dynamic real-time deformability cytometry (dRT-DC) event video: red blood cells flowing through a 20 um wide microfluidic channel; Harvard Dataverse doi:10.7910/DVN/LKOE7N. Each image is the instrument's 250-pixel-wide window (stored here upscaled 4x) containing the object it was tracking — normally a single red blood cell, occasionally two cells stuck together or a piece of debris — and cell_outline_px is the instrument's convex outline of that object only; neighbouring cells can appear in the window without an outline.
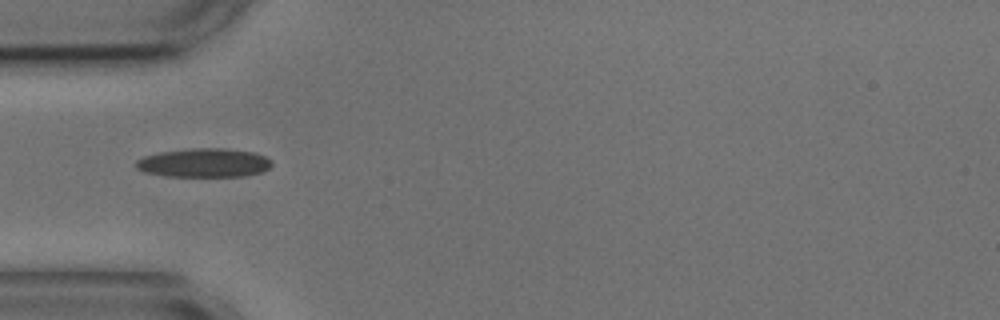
{"species": "common noctule bat (a hibernating species)", "species_latin": "Nyctalus noctula", "temperature_condition": "cold", "stored_images_in_passage": 54, "camera_frame_rate_fps": 3000, "um_per_image_px": 0.085, "animal": {"sex": "male", "body_mass_g": 17.9, "forearm_length_mm": 54.2}, "frame": {"image": 1, "passage_image": 16, "time_ms": 5.0, "image_size_px": [1000, 320], "cell_outline_px": [[272, 164], [264, 172], [244, 176], [168, 176], [144, 172], [136, 168], [136, 160], [144, 156], [160, 152], [192, 148], [228, 148], [256, 152], [272, 160]], "centroid_in_image_um": [17.38, 13.83], "position_along_channel_um": 67.6, "area_um2": 23.0}}
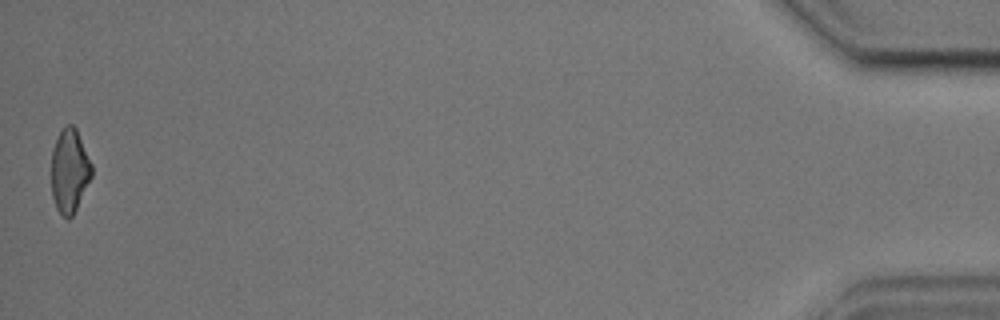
{"frame": {"image": 2, "passage_image": 54, "time_ms": 17.667, "image_size_px": [1000, 320], "cell_outline_px": [[92, 176], [72, 216], [68, 220], [56, 208], [52, 196], [52, 148], [60, 132], [68, 124], [72, 124], [76, 128], [92, 164]], "centroid_in_image_um": [5.91, 14.52], "position_along_channel_um": 429.3, "area_um2": 19.42}, "authors_computed_cell_mechanics": {"area_um2": 20.7502, "velocity_mm_per_s": 3.6037, "shape_relaxation_time_tau1_ms": 10.8002, "shape_relaxation_time_tau2_ms": 6.3232, "deformation_change_tau1": 0.2462, "deformation_change_tau2": 0.1604}}